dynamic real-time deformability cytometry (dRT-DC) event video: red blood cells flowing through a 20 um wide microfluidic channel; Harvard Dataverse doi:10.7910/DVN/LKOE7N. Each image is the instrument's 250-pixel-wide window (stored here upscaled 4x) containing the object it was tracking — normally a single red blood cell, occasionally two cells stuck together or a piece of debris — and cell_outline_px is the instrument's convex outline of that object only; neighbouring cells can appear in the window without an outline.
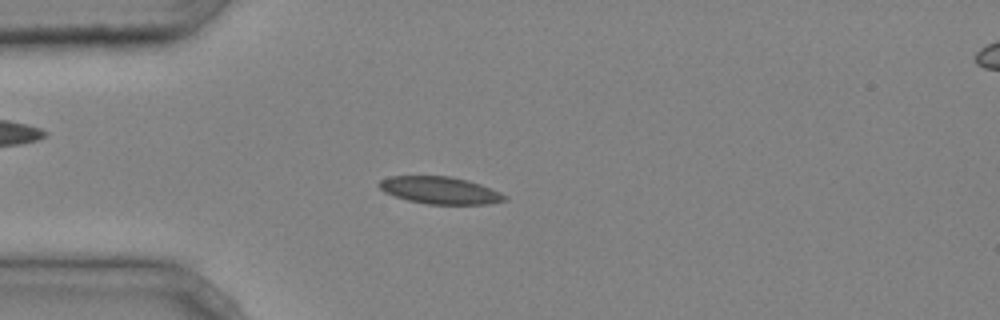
{"species": "common noctule bat (a hibernating species)", "species_latin": "Nyctalus noctula", "temperature_condition": "cold", "stored_images_in_passage": 3, "camera_frame_rate_fps": 3000, "um_per_image_px": 0.085, "animal": {"sex": "male", "body_mass_g": 20.4}, "frame": {"image": 1, "passage_image": 2, "time_ms": 0.333, "image_size_px": [1000, 320], "cell_outline_px": [[508, 200], [488, 204], [428, 204], [408, 200], [384, 192], [376, 184], [380, 180], [388, 176], [452, 176], [468, 180], [480, 184], [500, 192], [508, 196]], "centroid_in_image_um": [37.41, 16.17], "position_along_channel_um": 47.6, "area_um2": 20.0}}